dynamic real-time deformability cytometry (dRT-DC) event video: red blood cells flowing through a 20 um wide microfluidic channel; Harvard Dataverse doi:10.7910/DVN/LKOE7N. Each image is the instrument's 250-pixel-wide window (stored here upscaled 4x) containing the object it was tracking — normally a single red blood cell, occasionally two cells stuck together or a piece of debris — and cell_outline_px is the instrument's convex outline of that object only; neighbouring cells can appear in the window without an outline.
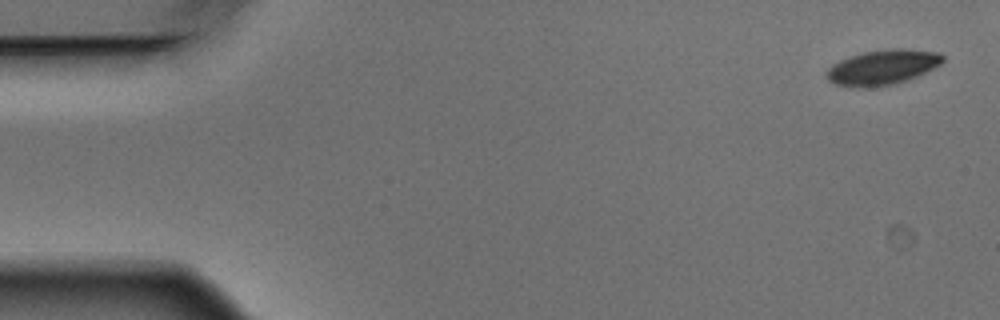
{"species": "Egyptian fruit bat (a non-hibernating species)", "species_latin": "Rousettus aegyptiacus", "temperature_condition": "warm", "stored_images_in_passage": 6, "camera_frame_rate_fps": 3000, "um_per_image_px": 0.085, "animal": {"sex": "male"}, "frame": {"image": 1, "passage_image": 1, "time_ms": 0.0, "image_size_px": [1000, 320], "cell_outline_px": [[944, 60], [940, 64], [908, 80], [892, 84], [868, 88], [848, 88], [836, 84], [828, 80], [824, 72], [832, 64], [840, 60], [864, 52], [892, 48], [908, 48], [940, 52], [944, 56]], "centroid_in_image_um": [74.99, 5.72], "position_along_channel_um": 10.0, "area_um2": 23.93}}